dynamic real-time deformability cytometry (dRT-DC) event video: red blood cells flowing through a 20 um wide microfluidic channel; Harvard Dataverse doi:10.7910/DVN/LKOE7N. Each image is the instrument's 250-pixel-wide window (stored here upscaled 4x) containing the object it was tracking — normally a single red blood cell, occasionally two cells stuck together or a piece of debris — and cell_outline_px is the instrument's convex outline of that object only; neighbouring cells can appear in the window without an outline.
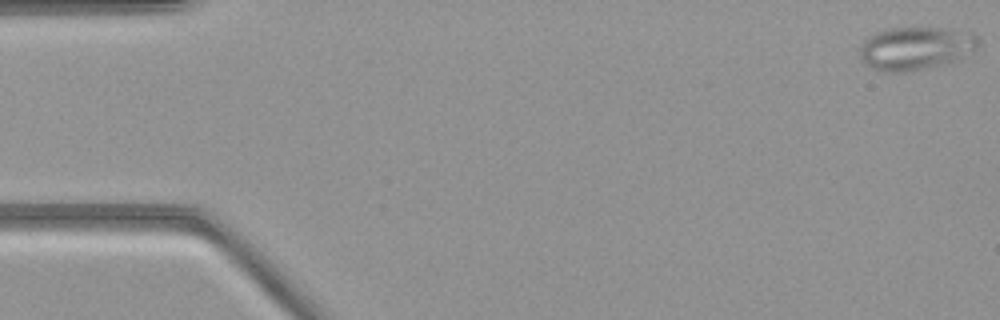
{"species": "common noctule bat (a hibernating species)", "species_latin": "Nyctalus noctula", "temperature_condition": "warm", "stored_images_in_passage": 52, "camera_frame_rate_fps": 3000, "um_per_image_px": 0.085, "animal": {"sex": "female", "body_mass_g": 21.9}, "frame": {"image": 1, "passage_image": 1, "time_ms": 0.0, "image_size_px": [1000, 320], "cell_outline_px": [[980, 44], [976, 48], [956, 60], [908, 72], [880, 72], [872, 68], [860, 56], [860, 44], [864, 36], [888, 28], [948, 28], [972, 32], [980, 36]], "centroid_in_image_um": [77.81, 4.08], "position_along_channel_um": 7.2, "area_um2": 30.0}}
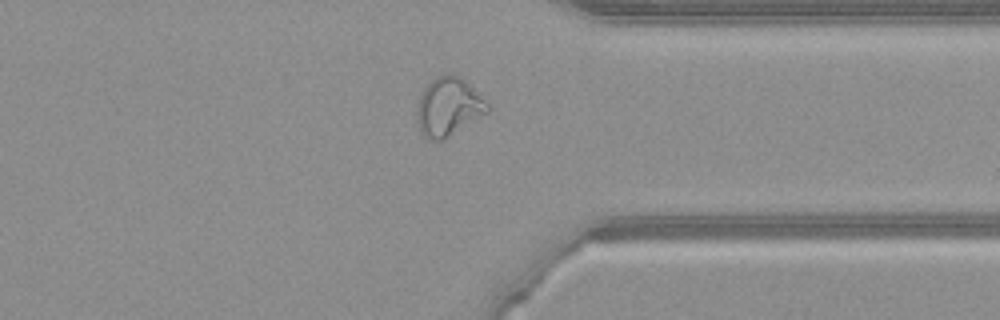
{"frame": {"image": 2, "passage_image": 40, "time_ms": 13.0, "image_size_px": [1000, 320], "cell_outline_px": [[492, 108], [488, 112], [444, 140], [428, 140], [420, 132], [416, 120], [416, 112], [420, 92], [436, 76], [448, 72], [452, 72], [460, 76]], "centroid_in_image_um": [38.08, 9.08], "position_along_channel_um": 373.3, "area_um2": 24.22}}
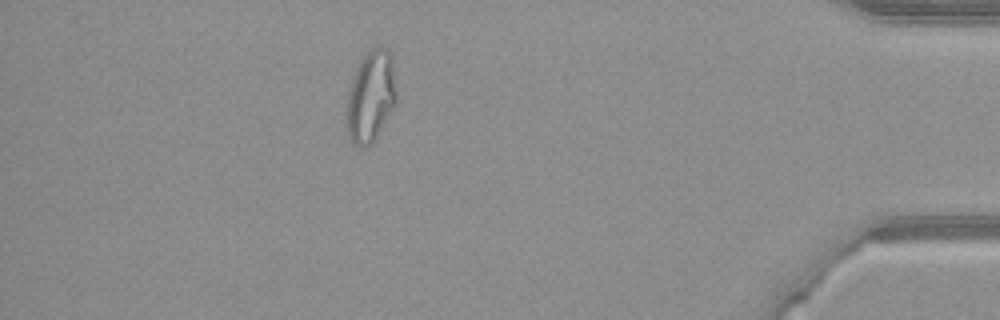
{"frame": {"image": 3, "passage_image": 46, "time_ms": 15.0, "image_size_px": [1000, 320], "cell_outline_px": [[396, 104], [372, 144], [364, 148], [360, 148], [352, 144], [348, 140], [344, 128], [344, 112], [348, 88], [352, 76], [364, 52], [376, 44], [380, 44], [388, 48], [392, 52], [396, 88]], "centroid_in_image_um": [31.46, 8.19], "position_along_channel_um": 403.7, "area_um2": 28.26}}